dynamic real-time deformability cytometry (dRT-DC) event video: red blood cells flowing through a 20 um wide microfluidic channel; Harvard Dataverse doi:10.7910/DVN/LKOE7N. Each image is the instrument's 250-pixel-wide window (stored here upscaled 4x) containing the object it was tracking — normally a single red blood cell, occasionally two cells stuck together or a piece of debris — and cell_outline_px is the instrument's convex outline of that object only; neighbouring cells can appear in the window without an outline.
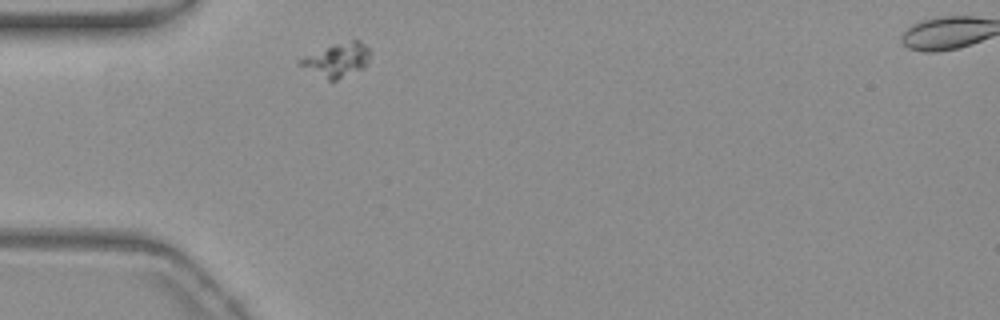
{"species": "common noctule bat (a hibernating species)", "species_latin": "Nyctalus noctula", "temperature_condition": "warm", "stored_images_in_passage": 35, "camera_frame_rate_fps": 3000, "um_per_image_px": 0.085, "animal": {"sex": "female", "body_mass_g": 19.3, "forearm_length_mm": 54.1}, "frame": {"image": 1, "passage_image": 1, "time_ms": 0.0, "image_size_px": [1000, 320], "cell_outline_px": [[368, 56], [364, 68], [336, 80], [328, 80], [300, 64], [296, 60], [304, 56], [352, 40], [360, 40], [368, 48]], "centroid_in_image_um": [28.67, 5.11], "position_along_channel_um": 56.3, "area_um2": 12.89}}
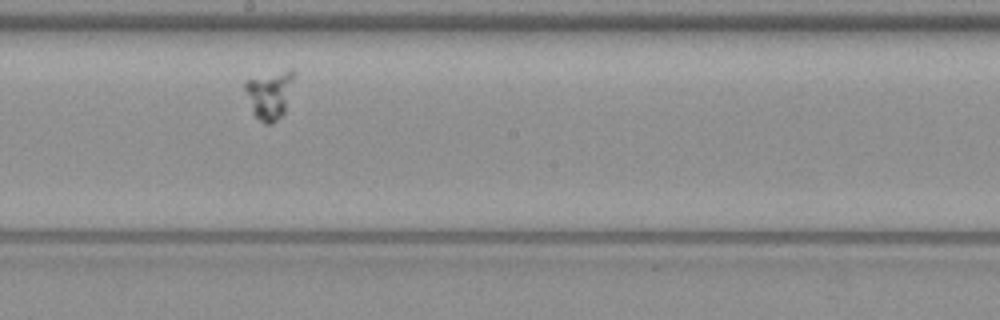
{"frame": {"image": 2, "passage_image": 16, "time_ms": 5.0, "image_size_px": [1000, 320], "cell_outline_px": [[296, 72], [284, 112], [272, 124], [264, 124], [252, 112], [244, 88], [244, 80], [288, 68], [292, 68]], "centroid_in_image_um": [22.92, 8.0], "position_along_channel_um": 225.3, "area_um2": 13.87}}
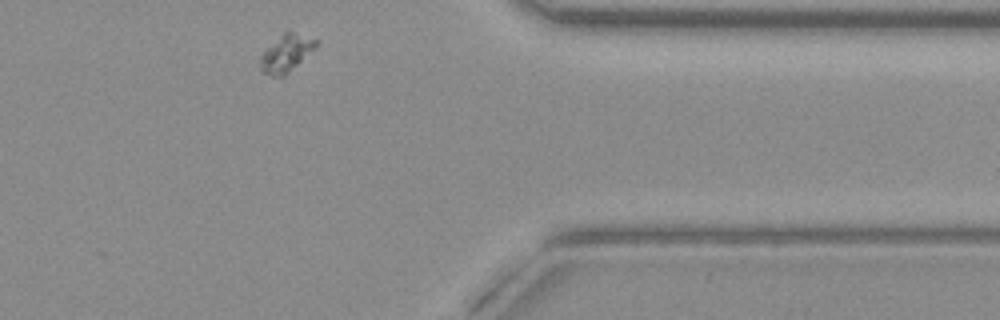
{"frame": {"image": 3, "passage_image": 31, "time_ms": 10.0, "image_size_px": [1000, 320], "cell_outline_px": [[320, 44], [316, 48], [296, 64], [280, 76], [272, 76], [260, 72], [260, 56], [288, 28], [320, 40]], "centroid_in_image_um": [24.38, 4.45], "position_along_channel_um": 387.0, "area_um2": 11.96}}